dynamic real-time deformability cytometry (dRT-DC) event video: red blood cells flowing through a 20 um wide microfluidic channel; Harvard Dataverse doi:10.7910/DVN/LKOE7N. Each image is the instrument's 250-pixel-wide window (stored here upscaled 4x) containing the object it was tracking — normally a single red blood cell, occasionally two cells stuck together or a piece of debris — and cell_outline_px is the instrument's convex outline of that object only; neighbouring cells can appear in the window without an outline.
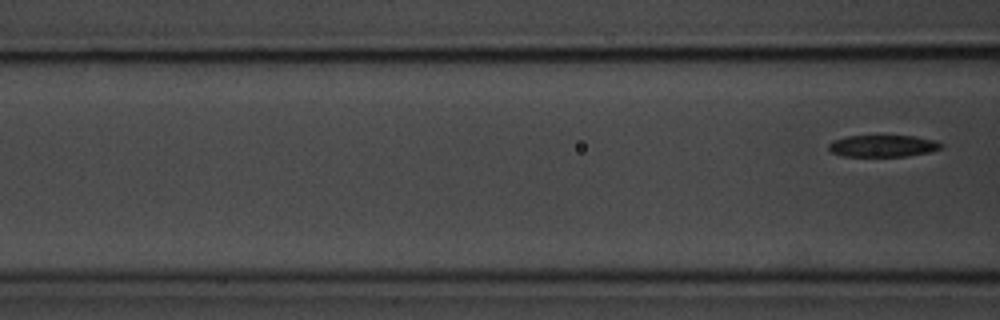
{"species": "common noctule bat (a hibernating species)", "species_latin": "Nyctalus noctula", "temperature_condition": "room temperature", "stored_images_in_passage": 7, "camera_frame_rate_fps": 3000, "um_per_image_px": 0.085, "animal": {"sex": "male", "body_mass_g": 20.1, "forearm_length_mm": 53.5}, "frame": {"image": 1, "passage_image": 7, "time_ms": 8.0, "image_size_px": [1000, 320], "cell_outline_px": [[944, 148], [928, 152], [904, 156], [844, 156], [832, 152], [828, 148], [828, 144], [832, 140], [848, 136], [916, 136], [936, 140], [944, 144]], "centroid_in_image_um": [75.08, 12.4], "position_along_channel_um": 91.5, "area_um2": 14.33}}